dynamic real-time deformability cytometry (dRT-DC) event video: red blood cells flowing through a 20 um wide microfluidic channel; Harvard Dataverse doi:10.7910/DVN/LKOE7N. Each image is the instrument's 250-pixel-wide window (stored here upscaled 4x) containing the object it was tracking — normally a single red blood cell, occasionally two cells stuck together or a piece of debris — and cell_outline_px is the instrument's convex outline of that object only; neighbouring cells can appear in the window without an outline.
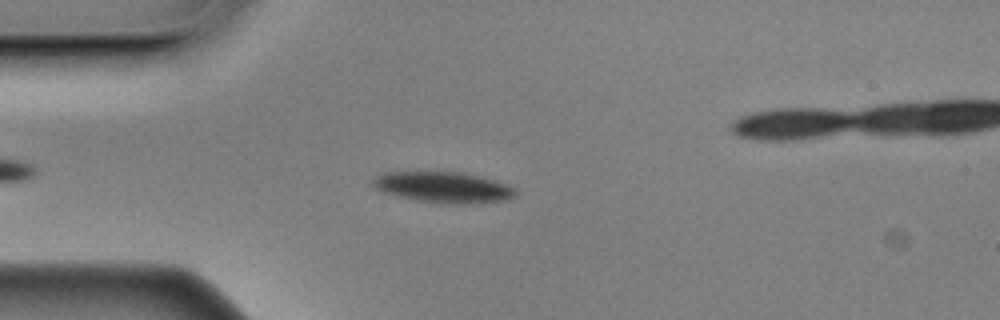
{"species": "Egyptian fruit bat (a non-hibernating species)", "species_latin": "Rousettus aegyptiacus", "temperature_condition": "cold", "stored_images_in_passage": 41, "camera_frame_rate_fps": 3000, "um_per_image_px": 0.085, "animal": {"sex": "male"}, "frame": {"image": 1, "passage_image": 7, "time_ms": 2.0, "image_size_px": [1000, 320], "cell_outline_px": [[516, 196], [504, 200], [464, 204], [460, 204], [416, 200], [396, 196], [384, 192], [376, 188], [372, 184], [372, 180], [376, 176], [384, 172], [460, 172], [480, 176], [504, 184], [512, 188], [516, 192]], "centroid_in_image_um": [37.64, 15.91], "position_along_channel_um": 47.4, "area_um2": 25.2}}
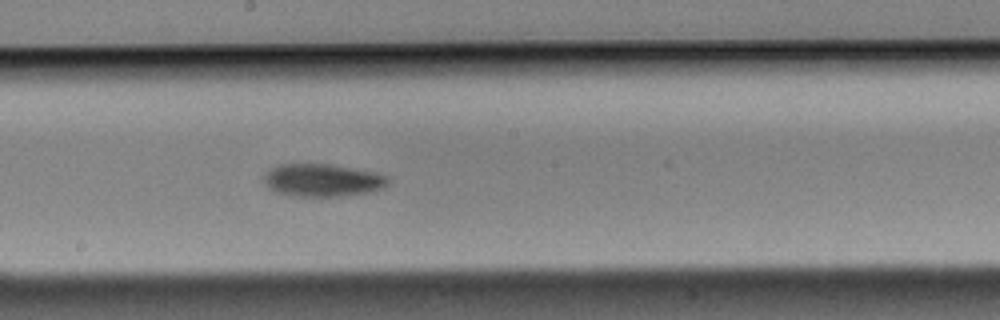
{"frame": {"image": 2, "passage_image": 23, "time_ms": 7.333, "image_size_px": [1000, 320], "cell_outline_px": [[388, 184], [384, 188], [372, 192], [340, 196], [292, 196], [276, 192], [268, 188], [264, 180], [264, 176], [272, 168], [280, 164], [328, 164], [352, 168], [372, 172], [388, 176]], "centroid_in_image_um": [27.42, 15.33], "position_along_channel_um": 220.8, "area_um2": 23.52}}
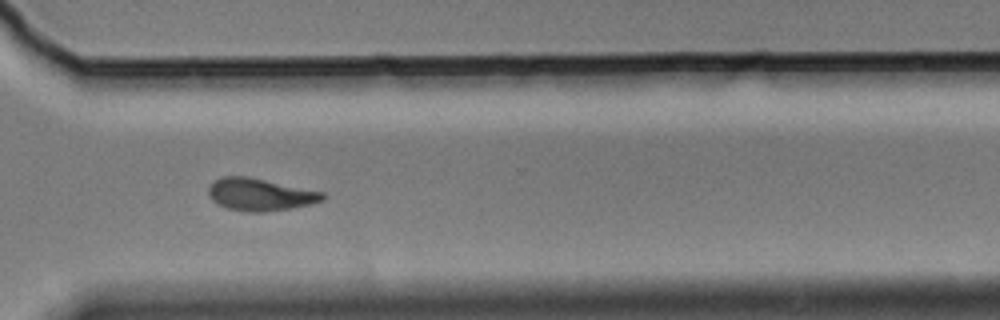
{"frame": {"image": 3, "passage_image": 34, "time_ms": 11.0, "image_size_px": [1000, 320], "cell_outline_px": [[324, 200], [312, 204], [292, 208], [264, 212], [248, 212], [228, 208], [216, 204], [208, 196], [208, 188], [212, 180], [220, 176], [248, 176], [324, 192]], "centroid_in_image_um": [22.07, 16.53], "position_along_channel_um": 348.5, "area_um2": 21.79}, "authors_computed_cell_mechanics": {"area_um2": 23.8714, "velocity_mm_per_s": 3.4875, "shape_relaxation_time_tau1_ms": 2.2046, "shape_relaxation_time_tau2_ms": null, "deformation_change_tau1": 0.0798, "deformation_change_tau2": null}}